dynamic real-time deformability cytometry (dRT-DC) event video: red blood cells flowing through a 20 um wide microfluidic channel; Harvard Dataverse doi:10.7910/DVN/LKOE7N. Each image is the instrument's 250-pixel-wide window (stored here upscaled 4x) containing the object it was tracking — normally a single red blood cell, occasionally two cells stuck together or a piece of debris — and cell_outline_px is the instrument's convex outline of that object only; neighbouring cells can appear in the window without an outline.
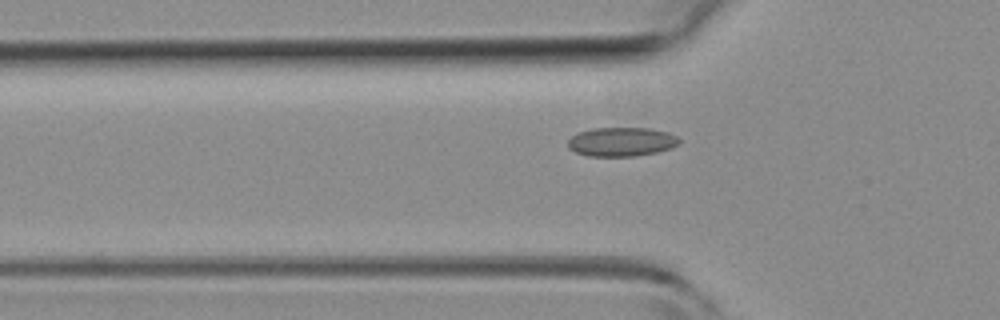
{"species": "common noctule bat (a hibernating species)", "species_latin": "Nyctalus noctula", "temperature_condition": "room temperature", "stored_images_in_passage": 35, "camera_frame_rate_fps": 3000, "um_per_image_px": 0.085, "animal": {"sex": "female", "body_mass_g": 19.3, "forearm_length_mm": 54.1}, "frame": {"image": 1, "passage_image": 4, "time_ms": 1.0, "image_size_px": [1000, 320], "cell_outline_px": [[680, 144], [672, 148], [656, 152], [636, 156], [588, 156], [576, 152], [568, 148], [568, 140], [572, 136], [580, 132], [592, 128], [648, 128], [668, 132], [676, 136], [680, 140]], "centroid_in_image_um": [52.84, 12.05], "position_along_channel_um": 73.0, "area_um2": 18.84}}
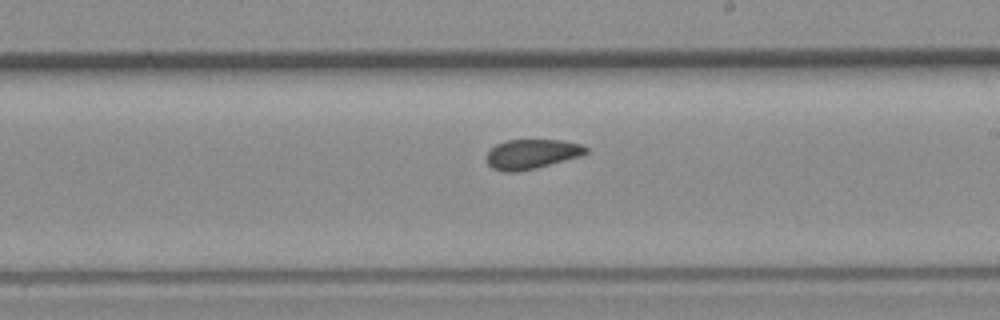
{"frame": {"image": 2, "passage_image": 16, "time_ms": 5.0, "image_size_px": [1000, 320], "cell_outline_px": [[588, 152], [580, 156], [536, 168], [520, 172], [504, 172], [492, 168], [488, 164], [484, 156], [488, 148], [504, 140], [560, 140], [580, 144], [588, 148]], "centroid_in_image_um": [45.12, 13.1], "position_along_channel_um": 243.9, "area_um2": 17.46}}
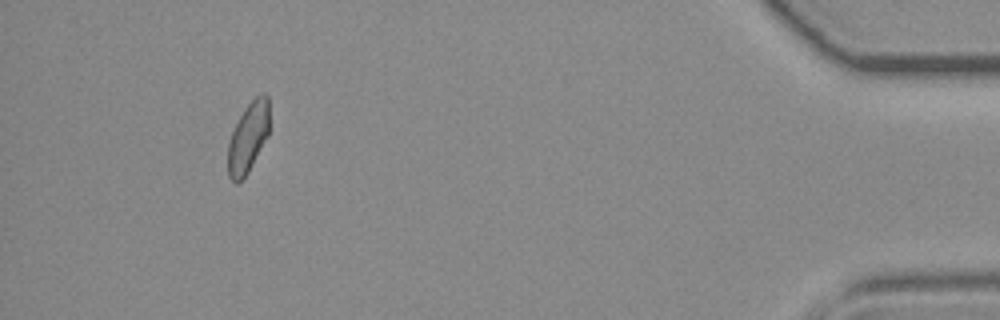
{"frame": {"image": 3, "passage_image": 33, "time_ms": 10.667, "image_size_px": [1000, 320], "cell_outline_px": [[268, 136], [248, 172], [236, 184], [228, 176], [228, 144], [232, 132], [244, 108], [260, 92], [264, 92], [268, 96]], "centroid_in_image_um": [21.09, 11.67], "position_along_channel_um": 414.1, "area_um2": 16.76}, "authors_computed_cell_mechanics": {"area_um2": 17.7446, "velocity_mm_per_s": 4.2627, "shape_relaxation_time_tau1_ms": null, "shape_relaxation_time_tau2_ms": 1.8044, "deformation_change_tau1": null, "deformation_change_tau2": 0.0596}}